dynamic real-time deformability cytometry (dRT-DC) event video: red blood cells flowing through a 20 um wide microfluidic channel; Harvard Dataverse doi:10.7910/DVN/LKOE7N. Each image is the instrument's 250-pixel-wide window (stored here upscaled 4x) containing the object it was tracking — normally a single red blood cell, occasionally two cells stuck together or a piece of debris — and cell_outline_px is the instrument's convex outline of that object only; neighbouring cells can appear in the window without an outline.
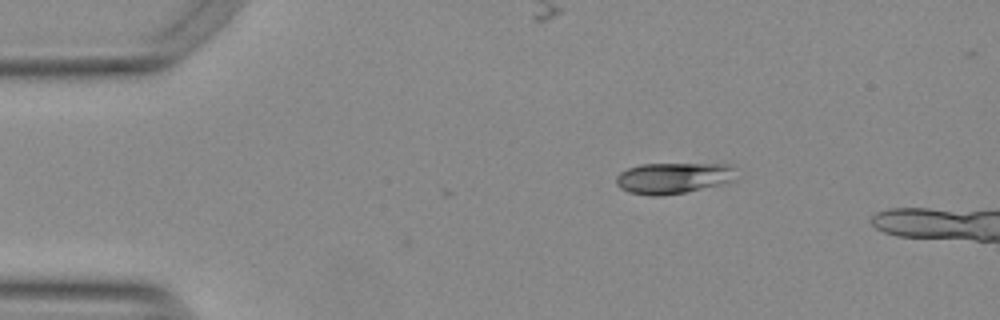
{"species": "Egyptian fruit bat (a non-hibernating species)", "species_latin": "Rousettus aegyptiacus", "temperature_condition": "warm", "stored_images_in_passage": 3, "camera_frame_rate_fps": 3000, "um_per_image_px": 0.085, "animal": {"sex": "female"}, "frame": {"image": 1, "passage_image": 1, "time_ms": 0.0, "image_size_px": [1000, 320], "cell_outline_px": [[736, 180], [724, 184], [684, 192], [660, 196], [652, 196], [628, 192], [620, 188], [616, 184], [616, 176], [620, 172], [628, 168], [640, 164], [728, 164], [732, 168]], "centroid_in_image_um": [57.2, 15.14], "position_along_channel_um": 27.8, "area_um2": 21.73}}